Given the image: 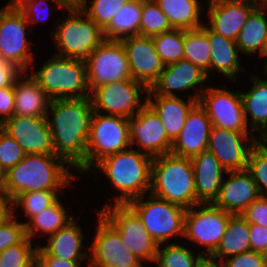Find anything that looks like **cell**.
<instances>
[{"label": "cell", "instance_id": "d4e9b609", "mask_svg": "<svg viewBox=\"0 0 267 267\" xmlns=\"http://www.w3.org/2000/svg\"><path fill=\"white\" fill-rule=\"evenodd\" d=\"M193 166L196 200L199 203H213L220 192L223 173L227 170L208 150L191 158Z\"/></svg>", "mask_w": 267, "mask_h": 267}, {"label": "cell", "instance_id": "8fae6325", "mask_svg": "<svg viewBox=\"0 0 267 267\" xmlns=\"http://www.w3.org/2000/svg\"><path fill=\"white\" fill-rule=\"evenodd\" d=\"M232 215L213 203L194 205L186 209L184 238L205 247V250L200 253L210 257L217 249Z\"/></svg>", "mask_w": 267, "mask_h": 267}, {"label": "cell", "instance_id": "83f0119b", "mask_svg": "<svg viewBox=\"0 0 267 267\" xmlns=\"http://www.w3.org/2000/svg\"><path fill=\"white\" fill-rule=\"evenodd\" d=\"M83 230L73 219L65 227L48 236L47 245L41 246L50 256L70 261L89 259V253L82 251Z\"/></svg>", "mask_w": 267, "mask_h": 267}, {"label": "cell", "instance_id": "484cf974", "mask_svg": "<svg viewBox=\"0 0 267 267\" xmlns=\"http://www.w3.org/2000/svg\"><path fill=\"white\" fill-rule=\"evenodd\" d=\"M26 74L25 76H22ZM28 77V78H27ZM24 78V79H22ZM14 115L46 117L51 99L28 73H20L13 81Z\"/></svg>", "mask_w": 267, "mask_h": 267}, {"label": "cell", "instance_id": "f907efd6", "mask_svg": "<svg viewBox=\"0 0 267 267\" xmlns=\"http://www.w3.org/2000/svg\"><path fill=\"white\" fill-rule=\"evenodd\" d=\"M36 262L41 267H81L80 261H70L50 256L41 245H37Z\"/></svg>", "mask_w": 267, "mask_h": 267}, {"label": "cell", "instance_id": "94428289", "mask_svg": "<svg viewBox=\"0 0 267 267\" xmlns=\"http://www.w3.org/2000/svg\"><path fill=\"white\" fill-rule=\"evenodd\" d=\"M70 3H77L79 0H68Z\"/></svg>", "mask_w": 267, "mask_h": 267}, {"label": "cell", "instance_id": "6da1fadb", "mask_svg": "<svg viewBox=\"0 0 267 267\" xmlns=\"http://www.w3.org/2000/svg\"><path fill=\"white\" fill-rule=\"evenodd\" d=\"M47 123L53 138L55 155L77 172L86 171V150L94 109L90 97L53 99Z\"/></svg>", "mask_w": 267, "mask_h": 267}, {"label": "cell", "instance_id": "cb8c5ba5", "mask_svg": "<svg viewBox=\"0 0 267 267\" xmlns=\"http://www.w3.org/2000/svg\"><path fill=\"white\" fill-rule=\"evenodd\" d=\"M188 97V102L179 96L147 95L146 97L147 105L160 118L172 142L179 136L188 113L199 102L201 91Z\"/></svg>", "mask_w": 267, "mask_h": 267}, {"label": "cell", "instance_id": "f35d334b", "mask_svg": "<svg viewBox=\"0 0 267 267\" xmlns=\"http://www.w3.org/2000/svg\"><path fill=\"white\" fill-rule=\"evenodd\" d=\"M58 190H34L18 195L12 202V211L21 206L28 220L48 208L58 198Z\"/></svg>", "mask_w": 267, "mask_h": 267}, {"label": "cell", "instance_id": "60d3db41", "mask_svg": "<svg viewBox=\"0 0 267 267\" xmlns=\"http://www.w3.org/2000/svg\"><path fill=\"white\" fill-rule=\"evenodd\" d=\"M37 246L26 237L21 243L10 246L0 253V267H33L36 262Z\"/></svg>", "mask_w": 267, "mask_h": 267}, {"label": "cell", "instance_id": "4dcf8cb0", "mask_svg": "<svg viewBox=\"0 0 267 267\" xmlns=\"http://www.w3.org/2000/svg\"><path fill=\"white\" fill-rule=\"evenodd\" d=\"M267 7H257L242 26L236 44L240 53L252 55L258 52L261 56L267 39Z\"/></svg>", "mask_w": 267, "mask_h": 267}, {"label": "cell", "instance_id": "ab89813d", "mask_svg": "<svg viewBox=\"0 0 267 267\" xmlns=\"http://www.w3.org/2000/svg\"><path fill=\"white\" fill-rule=\"evenodd\" d=\"M131 0H92L90 7L87 0H79L76 4L102 30L111 22L119 9Z\"/></svg>", "mask_w": 267, "mask_h": 267}, {"label": "cell", "instance_id": "91938a15", "mask_svg": "<svg viewBox=\"0 0 267 267\" xmlns=\"http://www.w3.org/2000/svg\"><path fill=\"white\" fill-rule=\"evenodd\" d=\"M263 53H267V39H266V44H265V47H264Z\"/></svg>", "mask_w": 267, "mask_h": 267}, {"label": "cell", "instance_id": "b9f144b4", "mask_svg": "<svg viewBox=\"0 0 267 267\" xmlns=\"http://www.w3.org/2000/svg\"><path fill=\"white\" fill-rule=\"evenodd\" d=\"M247 170L251 173L260 196L267 197V148L260 141L250 152Z\"/></svg>", "mask_w": 267, "mask_h": 267}, {"label": "cell", "instance_id": "f1b7e54d", "mask_svg": "<svg viewBox=\"0 0 267 267\" xmlns=\"http://www.w3.org/2000/svg\"><path fill=\"white\" fill-rule=\"evenodd\" d=\"M250 250L249 223L241 214H236L229 218L221 241L210 257L221 262L225 257L228 258Z\"/></svg>", "mask_w": 267, "mask_h": 267}, {"label": "cell", "instance_id": "ac0fdd59", "mask_svg": "<svg viewBox=\"0 0 267 267\" xmlns=\"http://www.w3.org/2000/svg\"><path fill=\"white\" fill-rule=\"evenodd\" d=\"M0 127L17 141L25 154L55 155L46 117L13 115Z\"/></svg>", "mask_w": 267, "mask_h": 267}, {"label": "cell", "instance_id": "5b68a950", "mask_svg": "<svg viewBox=\"0 0 267 267\" xmlns=\"http://www.w3.org/2000/svg\"><path fill=\"white\" fill-rule=\"evenodd\" d=\"M31 67V76L53 99L90 97L86 62L54 54L38 71Z\"/></svg>", "mask_w": 267, "mask_h": 267}, {"label": "cell", "instance_id": "8992f818", "mask_svg": "<svg viewBox=\"0 0 267 267\" xmlns=\"http://www.w3.org/2000/svg\"><path fill=\"white\" fill-rule=\"evenodd\" d=\"M66 10L69 16L62 17L51 34L58 50L55 54L86 61L105 40L103 30L76 3H71Z\"/></svg>", "mask_w": 267, "mask_h": 267}, {"label": "cell", "instance_id": "603a6c76", "mask_svg": "<svg viewBox=\"0 0 267 267\" xmlns=\"http://www.w3.org/2000/svg\"><path fill=\"white\" fill-rule=\"evenodd\" d=\"M209 28L217 34L236 41L242 26L257 8L235 0H208Z\"/></svg>", "mask_w": 267, "mask_h": 267}, {"label": "cell", "instance_id": "836d02e7", "mask_svg": "<svg viewBox=\"0 0 267 267\" xmlns=\"http://www.w3.org/2000/svg\"><path fill=\"white\" fill-rule=\"evenodd\" d=\"M66 211L67 209H65L58 198L48 208L43 209L41 212L31 217L29 221L24 222L27 237L32 240L33 236H36L37 233L40 232V236H50L65 227L74 219V216L67 215Z\"/></svg>", "mask_w": 267, "mask_h": 267}, {"label": "cell", "instance_id": "7402d4cb", "mask_svg": "<svg viewBox=\"0 0 267 267\" xmlns=\"http://www.w3.org/2000/svg\"><path fill=\"white\" fill-rule=\"evenodd\" d=\"M229 178L221 184L213 204L233 215L241 214L260 194L251 173L247 170L227 171Z\"/></svg>", "mask_w": 267, "mask_h": 267}, {"label": "cell", "instance_id": "9a60e30c", "mask_svg": "<svg viewBox=\"0 0 267 267\" xmlns=\"http://www.w3.org/2000/svg\"><path fill=\"white\" fill-rule=\"evenodd\" d=\"M97 231L89 246L88 267H144L140 259L129 252L120 234L99 214Z\"/></svg>", "mask_w": 267, "mask_h": 267}, {"label": "cell", "instance_id": "7bdbcfd3", "mask_svg": "<svg viewBox=\"0 0 267 267\" xmlns=\"http://www.w3.org/2000/svg\"><path fill=\"white\" fill-rule=\"evenodd\" d=\"M15 211L0 223V253L10 246L21 243L26 237L25 223L19 222Z\"/></svg>", "mask_w": 267, "mask_h": 267}, {"label": "cell", "instance_id": "44dd1931", "mask_svg": "<svg viewBox=\"0 0 267 267\" xmlns=\"http://www.w3.org/2000/svg\"><path fill=\"white\" fill-rule=\"evenodd\" d=\"M208 79L206 72L194 65L191 61L182 59L166 65L158 80L148 90L147 95L178 96L176 91L195 89L199 84L201 94L205 90L203 83ZM203 87V88H201ZM175 90V92H173Z\"/></svg>", "mask_w": 267, "mask_h": 267}, {"label": "cell", "instance_id": "4316f807", "mask_svg": "<svg viewBox=\"0 0 267 267\" xmlns=\"http://www.w3.org/2000/svg\"><path fill=\"white\" fill-rule=\"evenodd\" d=\"M205 34L208 37L210 49V72L215 70L222 73L229 80H235L237 74L244 68L239 59V48L236 41L226 38L212 31L205 25Z\"/></svg>", "mask_w": 267, "mask_h": 267}, {"label": "cell", "instance_id": "f5cc1de1", "mask_svg": "<svg viewBox=\"0 0 267 267\" xmlns=\"http://www.w3.org/2000/svg\"><path fill=\"white\" fill-rule=\"evenodd\" d=\"M12 214L11 200L3 188H0V223Z\"/></svg>", "mask_w": 267, "mask_h": 267}, {"label": "cell", "instance_id": "5bb4252c", "mask_svg": "<svg viewBox=\"0 0 267 267\" xmlns=\"http://www.w3.org/2000/svg\"><path fill=\"white\" fill-rule=\"evenodd\" d=\"M199 104L206 110L212 126L234 132H252L245 119L241 91L208 87L202 92Z\"/></svg>", "mask_w": 267, "mask_h": 267}, {"label": "cell", "instance_id": "7dc6e473", "mask_svg": "<svg viewBox=\"0 0 267 267\" xmlns=\"http://www.w3.org/2000/svg\"><path fill=\"white\" fill-rule=\"evenodd\" d=\"M241 215L248 221L267 227V197L259 196Z\"/></svg>", "mask_w": 267, "mask_h": 267}, {"label": "cell", "instance_id": "f6af8a7d", "mask_svg": "<svg viewBox=\"0 0 267 267\" xmlns=\"http://www.w3.org/2000/svg\"><path fill=\"white\" fill-rule=\"evenodd\" d=\"M16 7L23 13L29 25L36 24L37 22H44L47 18L39 17L41 15L40 11L42 12L43 3H48L47 0H11ZM55 2L58 8L67 9L71 4L68 0H52ZM42 6V8H41ZM45 6H49L46 4ZM48 8V7H46ZM41 9V10H40ZM49 11V10H48ZM46 12V11H44ZM40 13V14H39ZM48 13V12H47ZM44 15V13H43ZM47 15V14H46Z\"/></svg>", "mask_w": 267, "mask_h": 267}, {"label": "cell", "instance_id": "d6986e66", "mask_svg": "<svg viewBox=\"0 0 267 267\" xmlns=\"http://www.w3.org/2000/svg\"><path fill=\"white\" fill-rule=\"evenodd\" d=\"M120 41L127 54L131 77L150 89L165 67L152 37L136 35Z\"/></svg>", "mask_w": 267, "mask_h": 267}, {"label": "cell", "instance_id": "6125c7cd", "mask_svg": "<svg viewBox=\"0 0 267 267\" xmlns=\"http://www.w3.org/2000/svg\"><path fill=\"white\" fill-rule=\"evenodd\" d=\"M33 267H41V266L37 262H35Z\"/></svg>", "mask_w": 267, "mask_h": 267}, {"label": "cell", "instance_id": "4fadbf2b", "mask_svg": "<svg viewBox=\"0 0 267 267\" xmlns=\"http://www.w3.org/2000/svg\"><path fill=\"white\" fill-rule=\"evenodd\" d=\"M85 62L90 92L96 87L132 78L121 41L104 40Z\"/></svg>", "mask_w": 267, "mask_h": 267}, {"label": "cell", "instance_id": "9c48e42d", "mask_svg": "<svg viewBox=\"0 0 267 267\" xmlns=\"http://www.w3.org/2000/svg\"><path fill=\"white\" fill-rule=\"evenodd\" d=\"M121 236L129 252L141 261L155 262L158 243L145 229L137 213L128 204H108L97 210Z\"/></svg>", "mask_w": 267, "mask_h": 267}, {"label": "cell", "instance_id": "74e56055", "mask_svg": "<svg viewBox=\"0 0 267 267\" xmlns=\"http://www.w3.org/2000/svg\"><path fill=\"white\" fill-rule=\"evenodd\" d=\"M193 253L179 243H168L164 248L159 244L155 262L158 267H195L203 255Z\"/></svg>", "mask_w": 267, "mask_h": 267}, {"label": "cell", "instance_id": "db71d44e", "mask_svg": "<svg viewBox=\"0 0 267 267\" xmlns=\"http://www.w3.org/2000/svg\"><path fill=\"white\" fill-rule=\"evenodd\" d=\"M195 267H222L221 262H217L216 259L203 256Z\"/></svg>", "mask_w": 267, "mask_h": 267}, {"label": "cell", "instance_id": "c3c4849f", "mask_svg": "<svg viewBox=\"0 0 267 267\" xmlns=\"http://www.w3.org/2000/svg\"><path fill=\"white\" fill-rule=\"evenodd\" d=\"M15 94L13 83L0 88V125L14 115Z\"/></svg>", "mask_w": 267, "mask_h": 267}, {"label": "cell", "instance_id": "8d00e7d4", "mask_svg": "<svg viewBox=\"0 0 267 267\" xmlns=\"http://www.w3.org/2000/svg\"><path fill=\"white\" fill-rule=\"evenodd\" d=\"M173 29L167 16L154 0H142L139 35L153 37Z\"/></svg>", "mask_w": 267, "mask_h": 267}, {"label": "cell", "instance_id": "e0dca14e", "mask_svg": "<svg viewBox=\"0 0 267 267\" xmlns=\"http://www.w3.org/2000/svg\"><path fill=\"white\" fill-rule=\"evenodd\" d=\"M127 121L132 148L137 144L143 153L153 158L171 152L173 142L160 118L147 104Z\"/></svg>", "mask_w": 267, "mask_h": 267}, {"label": "cell", "instance_id": "1f68e13d", "mask_svg": "<svg viewBox=\"0 0 267 267\" xmlns=\"http://www.w3.org/2000/svg\"><path fill=\"white\" fill-rule=\"evenodd\" d=\"M174 29H197L201 23L199 0H154Z\"/></svg>", "mask_w": 267, "mask_h": 267}, {"label": "cell", "instance_id": "3957f363", "mask_svg": "<svg viewBox=\"0 0 267 267\" xmlns=\"http://www.w3.org/2000/svg\"><path fill=\"white\" fill-rule=\"evenodd\" d=\"M153 157L130 147L100 160L94 167L120 192L114 204H127L150 193Z\"/></svg>", "mask_w": 267, "mask_h": 267}, {"label": "cell", "instance_id": "7a4b0ae2", "mask_svg": "<svg viewBox=\"0 0 267 267\" xmlns=\"http://www.w3.org/2000/svg\"><path fill=\"white\" fill-rule=\"evenodd\" d=\"M64 165L71 167L57 155L26 154L17 165L6 172L3 189L11 202L24 192L59 190L71 184L76 177Z\"/></svg>", "mask_w": 267, "mask_h": 267}, {"label": "cell", "instance_id": "9f6ffc18", "mask_svg": "<svg viewBox=\"0 0 267 267\" xmlns=\"http://www.w3.org/2000/svg\"><path fill=\"white\" fill-rule=\"evenodd\" d=\"M6 178V172L0 165V188H3Z\"/></svg>", "mask_w": 267, "mask_h": 267}, {"label": "cell", "instance_id": "2e32d148", "mask_svg": "<svg viewBox=\"0 0 267 267\" xmlns=\"http://www.w3.org/2000/svg\"><path fill=\"white\" fill-rule=\"evenodd\" d=\"M258 141L259 137L252 132H234L212 126L207 150L227 171L244 170L247 169L250 152Z\"/></svg>", "mask_w": 267, "mask_h": 267}, {"label": "cell", "instance_id": "816d5d0a", "mask_svg": "<svg viewBox=\"0 0 267 267\" xmlns=\"http://www.w3.org/2000/svg\"><path fill=\"white\" fill-rule=\"evenodd\" d=\"M21 72L0 59V88L9 86Z\"/></svg>", "mask_w": 267, "mask_h": 267}, {"label": "cell", "instance_id": "7c38bea8", "mask_svg": "<svg viewBox=\"0 0 267 267\" xmlns=\"http://www.w3.org/2000/svg\"><path fill=\"white\" fill-rule=\"evenodd\" d=\"M148 90L143 83L131 78L96 87L90 92V99L97 113L101 109L107 115L130 118L147 104L146 98L144 102L140 98Z\"/></svg>", "mask_w": 267, "mask_h": 267}, {"label": "cell", "instance_id": "6f0895ef", "mask_svg": "<svg viewBox=\"0 0 267 267\" xmlns=\"http://www.w3.org/2000/svg\"><path fill=\"white\" fill-rule=\"evenodd\" d=\"M259 141L267 148V133L259 137Z\"/></svg>", "mask_w": 267, "mask_h": 267}, {"label": "cell", "instance_id": "d590c367", "mask_svg": "<svg viewBox=\"0 0 267 267\" xmlns=\"http://www.w3.org/2000/svg\"><path fill=\"white\" fill-rule=\"evenodd\" d=\"M152 40L165 66L184 59V29H173L155 35Z\"/></svg>", "mask_w": 267, "mask_h": 267}, {"label": "cell", "instance_id": "681fc988", "mask_svg": "<svg viewBox=\"0 0 267 267\" xmlns=\"http://www.w3.org/2000/svg\"><path fill=\"white\" fill-rule=\"evenodd\" d=\"M251 251L267 255V227L249 223Z\"/></svg>", "mask_w": 267, "mask_h": 267}, {"label": "cell", "instance_id": "11a10c76", "mask_svg": "<svg viewBox=\"0 0 267 267\" xmlns=\"http://www.w3.org/2000/svg\"><path fill=\"white\" fill-rule=\"evenodd\" d=\"M244 3H249L254 5L255 7H267V0H235Z\"/></svg>", "mask_w": 267, "mask_h": 267}, {"label": "cell", "instance_id": "52a82bcc", "mask_svg": "<svg viewBox=\"0 0 267 267\" xmlns=\"http://www.w3.org/2000/svg\"><path fill=\"white\" fill-rule=\"evenodd\" d=\"M131 147L127 118L94 111L86 150V172L104 157Z\"/></svg>", "mask_w": 267, "mask_h": 267}, {"label": "cell", "instance_id": "277c9868", "mask_svg": "<svg viewBox=\"0 0 267 267\" xmlns=\"http://www.w3.org/2000/svg\"><path fill=\"white\" fill-rule=\"evenodd\" d=\"M150 193L185 209L200 204L196 200L191 158L171 153L154 157Z\"/></svg>", "mask_w": 267, "mask_h": 267}, {"label": "cell", "instance_id": "680465c9", "mask_svg": "<svg viewBox=\"0 0 267 267\" xmlns=\"http://www.w3.org/2000/svg\"><path fill=\"white\" fill-rule=\"evenodd\" d=\"M262 57L263 56H265V57H267V53H263L262 55H261ZM265 60H267V59H265ZM264 73H265V75L267 76V61H266V63H265V65H264Z\"/></svg>", "mask_w": 267, "mask_h": 267}, {"label": "cell", "instance_id": "e575fe53", "mask_svg": "<svg viewBox=\"0 0 267 267\" xmlns=\"http://www.w3.org/2000/svg\"><path fill=\"white\" fill-rule=\"evenodd\" d=\"M184 59L210 76V49L208 37L205 34V23L197 29L184 30Z\"/></svg>", "mask_w": 267, "mask_h": 267}, {"label": "cell", "instance_id": "bcb514c9", "mask_svg": "<svg viewBox=\"0 0 267 267\" xmlns=\"http://www.w3.org/2000/svg\"><path fill=\"white\" fill-rule=\"evenodd\" d=\"M222 267H265L267 255L255 251H248L225 258L221 261Z\"/></svg>", "mask_w": 267, "mask_h": 267}, {"label": "cell", "instance_id": "ee69618b", "mask_svg": "<svg viewBox=\"0 0 267 267\" xmlns=\"http://www.w3.org/2000/svg\"><path fill=\"white\" fill-rule=\"evenodd\" d=\"M26 156L17 141L0 127V165L7 172Z\"/></svg>", "mask_w": 267, "mask_h": 267}, {"label": "cell", "instance_id": "ffe728a7", "mask_svg": "<svg viewBox=\"0 0 267 267\" xmlns=\"http://www.w3.org/2000/svg\"><path fill=\"white\" fill-rule=\"evenodd\" d=\"M212 123L199 102L188 113L185 124L172 144L171 154L192 158L208 149Z\"/></svg>", "mask_w": 267, "mask_h": 267}, {"label": "cell", "instance_id": "f546056e", "mask_svg": "<svg viewBox=\"0 0 267 267\" xmlns=\"http://www.w3.org/2000/svg\"><path fill=\"white\" fill-rule=\"evenodd\" d=\"M253 86L248 92H241L245 119L251 117L250 127L259 132V137L267 133V80L252 75Z\"/></svg>", "mask_w": 267, "mask_h": 267}, {"label": "cell", "instance_id": "ba28073f", "mask_svg": "<svg viewBox=\"0 0 267 267\" xmlns=\"http://www.w3.org/2000/svg\"><path fill=\"white\" fill-rule=\"evenodd\" d=\"M147 195L146 200L143 195L127 204L137 213L151 237L161 245L169 238L184 236L186 209L151 193Z\"/></svg>", "mask_w": 267, "mask_h": 267}, {"label": "cell", "instance_id": "d6a6232c", "mask_svg": "<svg viewBox=\"0 0 267 267\" xmlns=\"http://www.w3.org/2000/svg\"><path fill=\"white\" fill-rule=\"evenodd\" d=\"M142 0H131L123 5L103 30L105 40H122L139 35Z\"/></svg>", "mask_w": 267, "mask_h": 267}, {"label": "cell", "instance_id": "30bf717a", "mask_svg": "<svg viewBox=\"0 0 267 267\" xmlns=\"http://www.w3.org/2000/svg\"><path fill=\"white\" fill-rule=\"evenodd\" d=\"M28 26L27 19L12 1L0 9V59L22 73L34 61L26 35Z\"/></svg>", "mask_w": 267, "mask_h": 267}]
</instances>
